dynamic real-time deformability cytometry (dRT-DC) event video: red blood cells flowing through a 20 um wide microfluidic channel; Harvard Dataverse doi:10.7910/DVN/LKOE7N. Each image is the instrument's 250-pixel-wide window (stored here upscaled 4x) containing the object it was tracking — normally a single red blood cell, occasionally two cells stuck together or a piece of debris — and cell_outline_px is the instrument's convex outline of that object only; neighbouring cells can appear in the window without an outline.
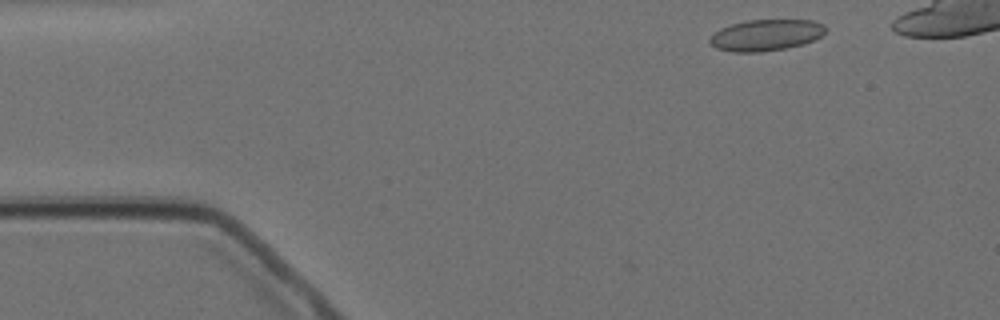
{"species": "Egyptian fruit bat (a non-hibernating species)", "species_latin": "Rousettus aegyptiacus", "temperature_condition": "cold", "stored_images_in_passage": 9, "camera_frame_rate_fps": 3000, "um_per_image_px": 0.085, "animal": {"sex": "female"}, "frame": {"image": 1, "passage_image": 1, "time_ms": 0.0, "image_size_px": [1000, 320], "cell_outline_px": [[828, 28], [820, 36], [804, 44], [784, 48], [760, 52], [732, 52], [716, 48], [708, 40], [720, 28], [732, 24], [748, 20], [812, 20], [824, 24]], "centroid_in_image_um": [65.12, 2.98], "position_along_channel_um": 19.9, "area_um2": 20.98}}
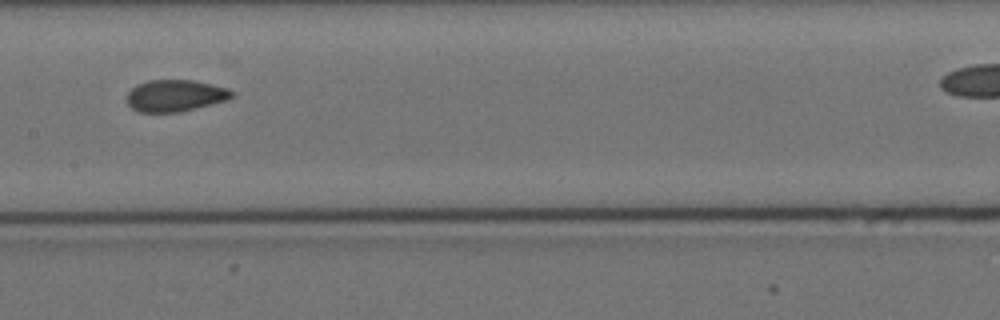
{"frame": {"image": 2, "passage_image": 7, "time_ms": 7.0, "image_size_px": [1000, 320], "cell_outline_px": [[236, 92], [228, 100], [180, 112], [140, 112], [132, 108], [128, 104], [128, 92], [136, 84], [148, 80], [192, 80], [212, 84], [228, 88]], "centroid_in_image_um": [14.92, 8.12], "position_along_channel_um": 192.5, "area_um2": 19.48}}
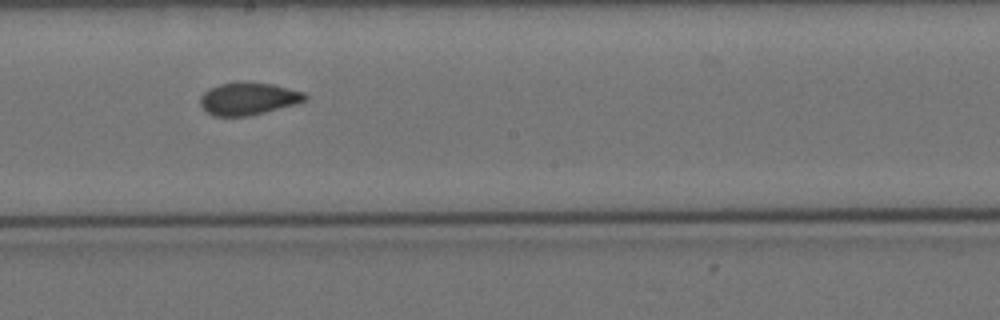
{"frame": {"image": 3, "passage_image": 8, "time_ms": 8.0, "image_size_px": [1000, 320], "cell_outline_px": [[308, 96], [304, 100], [296, 104], [248, 116], [212, 116], [200, 104], [200, 96], [208, 88], [216, 84], [244, 80], [272, 84], [304, 92]], "centroid_in_image_um": [21.07, 8.36], "position_along_channel_um": 227.1, "area_um2": 20.06}}